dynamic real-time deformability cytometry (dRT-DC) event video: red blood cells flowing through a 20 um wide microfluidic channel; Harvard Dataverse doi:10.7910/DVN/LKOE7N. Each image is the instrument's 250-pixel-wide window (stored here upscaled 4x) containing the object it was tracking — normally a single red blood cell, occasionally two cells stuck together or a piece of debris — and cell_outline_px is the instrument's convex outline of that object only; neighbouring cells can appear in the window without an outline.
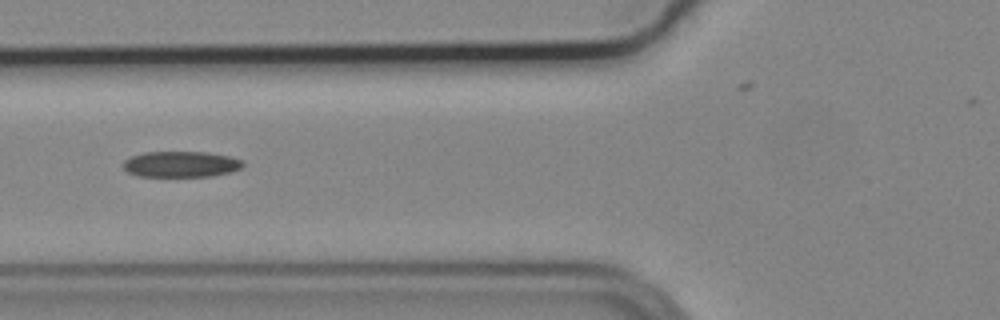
{"species": "common noctule bat (a hibernating species)", "species_latin": "Nyctalus noctula", "temperature_condition": "cold", "stored_images_in_passage": 34, "camera_frame_rate_fps": 3000, "um_per_image_px": 0.085, "animal": {"sex": "male", "body_mass_g": 19.2, "forearm_length_mm": 51.8}, "frame": {"image": 1, "passage_image": 6, "time_ms": 1.667, "image_size_px": [1000, 320], "cell_outline_px": [[244, 164], [240, 168], [228, 172], [212, 176], [140, 176], [128, 172], [124, 168], [124, 160], [132, 156], [144, 152], [208, 152], [228, 156], [244, 160]], "centroid_in_image_um": [15.39, 13.95], "position_along_channel_um": 110.4, "area_um2": 17.92}}